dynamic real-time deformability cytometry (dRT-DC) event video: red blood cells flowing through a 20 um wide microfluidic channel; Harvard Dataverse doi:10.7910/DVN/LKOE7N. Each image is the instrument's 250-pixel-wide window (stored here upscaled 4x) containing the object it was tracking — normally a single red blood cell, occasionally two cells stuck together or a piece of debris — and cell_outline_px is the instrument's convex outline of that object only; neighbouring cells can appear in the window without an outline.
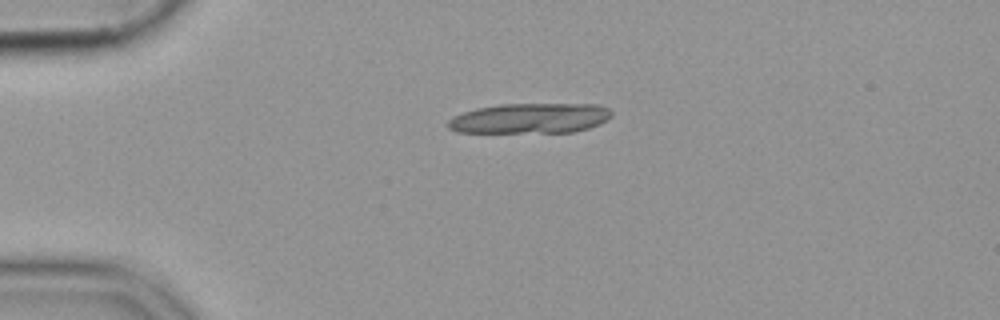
{"species": "common noctule bat (a hibernating species)", "species_latin": "Nyctalus noctula", "temperature_condition": "cold", "stored_images_in_passage": 7, "camera_frame_rate_fps": 3000, "um_per_image_px": 0.085, "animal": {"sex": "female", "body_mass_g": 19.9}, "frame": {"image": 1, "passage_image": 1, "time_ms": 0.0, "image_size_px": [1000, 320], "cell_outline_px": [[612, 116], [608, 120], [600, 124], [588, 128], [572, 132], [456, 132], [448, 128], [448, 120], [452, 116], [476, 108], [500, 104], [600, 104], [608, 108], [612, 112]], "centroid_in_image_um": [45.07, 10.05], "position_along_channel_um": 39.9, "area_um2": 28.9}}